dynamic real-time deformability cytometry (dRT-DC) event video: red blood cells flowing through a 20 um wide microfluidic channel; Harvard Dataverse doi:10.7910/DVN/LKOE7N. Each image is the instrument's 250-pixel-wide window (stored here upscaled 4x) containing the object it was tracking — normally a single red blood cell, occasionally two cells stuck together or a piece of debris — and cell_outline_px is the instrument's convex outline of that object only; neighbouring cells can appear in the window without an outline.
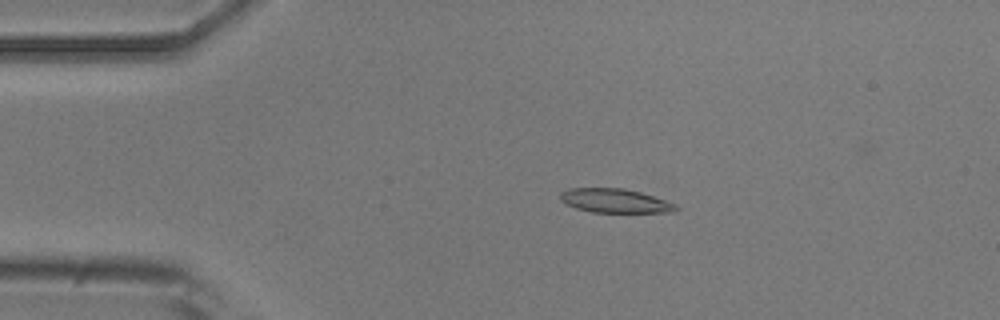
{"species": "common noctule bat (a hibernating species)", "species_latin": "Nyctalus noctula", "temperature_condition": "room temperature", "stored_images_in_passage": 5, "camera_frame_rate_fps": 3000, "um_per_image_px": 0.085, "animal": {"sex": "male", "body_mass_g": 20.5, "forearm_length_mm": 52.5}, "frame": {"image": 1, "passage_image": 3, "time_ms": 2.333, "image_size_px": [1000, 320], "cell_outline_px": [[680, 208], [672, 212], [592, 212], [576, 208], [560, 200], [560, 192], [568, 188], [624, 188], [640, 192], [676, 204]], "centroid_in_image_um": [52.26, 17.06], "position_along_channel_um": 32.7, "area_um2": 16.07}}
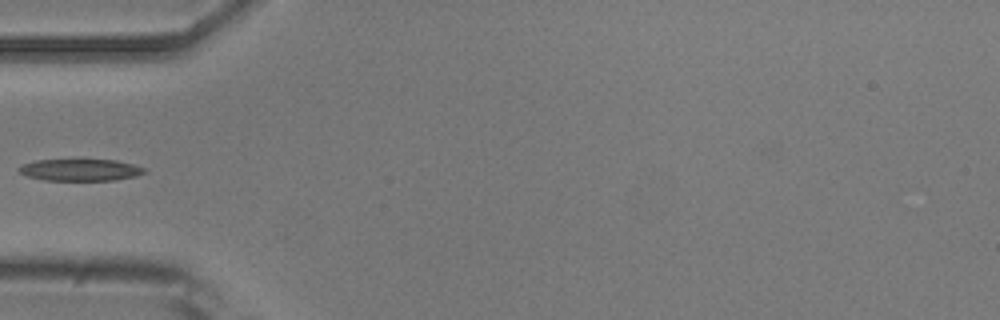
{"frame": {"image": 2, "passage_image": 5, "time_ms": 4.667, "image_size_px": [1000, 320], "cell_outline_px": [[148, 172], [136, 176], [116, 180], [44, 180], [28, 176], [20, 172], [16, 168], [24, 164], [36, 160], [76, 156], [80, 156], [116, 160], [132, 164], [144, 168]], "centroid_in_image_um": [6.83, 14.38], "position_along_channel_um": 78.2, "area_um2": 17.05}}